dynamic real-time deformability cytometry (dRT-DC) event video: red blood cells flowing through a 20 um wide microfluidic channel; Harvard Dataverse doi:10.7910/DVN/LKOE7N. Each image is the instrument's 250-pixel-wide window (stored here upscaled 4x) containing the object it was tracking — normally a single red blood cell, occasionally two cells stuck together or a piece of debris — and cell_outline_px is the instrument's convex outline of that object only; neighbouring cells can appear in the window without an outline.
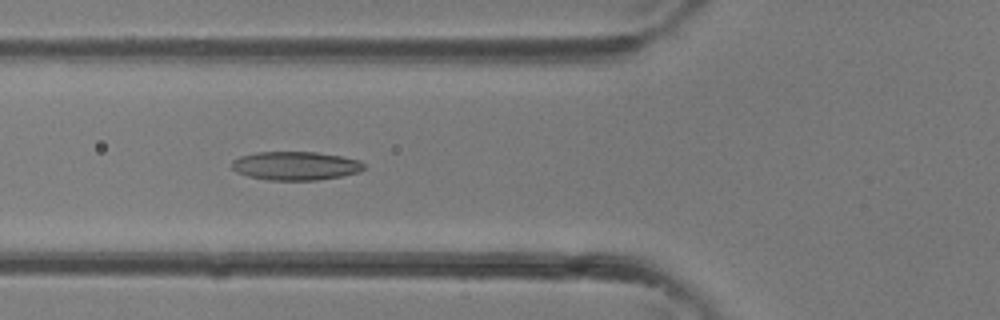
{"species": "common noctule bat (a hibernating species)", "species_latin": "Nyctalus noctula", "temperature_condition": "room temperature", "stored_images_in_passage": 37, "camera_frame_rate_fps": 3000, "um_per_image_px": 0.085, "animal": {"sex": "female"}, "frame": {"image": 1, "passage_image": 13, "time_ms": 4.0, "image_size_px": [1000, 320], "cell_outline_px": [[364, 168], [360, 172], [340, 176], [316, 180], [268, 180], [248, 176], [236, 172], [232, 168], [232, 160], [240, 156], [256, 152], [316, 152], [340, 156], [360, 160], [364, 164]], "centroid_in_image_um": [25.1, 14.09], "position_along_channel_um": 100.7, "area_um2": 22.02}}
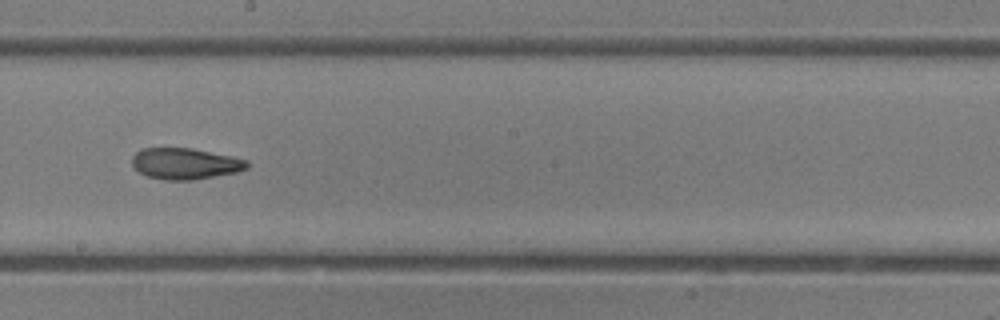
{"frame": {"image": 2, "passage_image": 20, "time_ms": 6.333, "image_size_px": [1000, 320], "cell_outline_px": [[248, 168], [236, 172], [192, 180], [164, 180], [148, 176], [140, 172], [132, 164], [132, 156], [140, 148], [192, 148], [232, 156], [248, 160]], "centroid_in_image_um": [15.74, 13.9], "position_along_channel_um": 232.5, "area_um2": 20.87}}
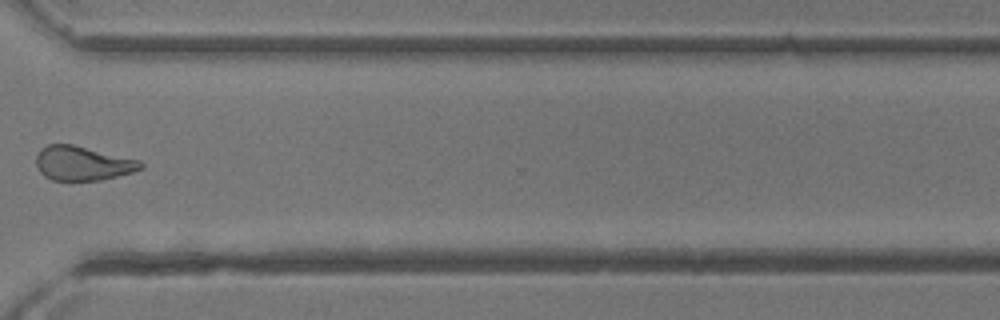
{"frame": {"image": 3, "passage_image": 27, "time_ms": 8.667, "image_size_px": [1000, 320], "cell_outline_px": [[144, 168], [132, 172], [100, 180], [52, 180], [44, 176], [40, 172], [36, 164], [36, 156], [40, 148], [48, 144], [72, 144], [140, 160], [144, 164]], "centroid_in_image_um": [7.01, 13.87], "position_along_channel_um": 363.6, "area_um2": 20.87}}